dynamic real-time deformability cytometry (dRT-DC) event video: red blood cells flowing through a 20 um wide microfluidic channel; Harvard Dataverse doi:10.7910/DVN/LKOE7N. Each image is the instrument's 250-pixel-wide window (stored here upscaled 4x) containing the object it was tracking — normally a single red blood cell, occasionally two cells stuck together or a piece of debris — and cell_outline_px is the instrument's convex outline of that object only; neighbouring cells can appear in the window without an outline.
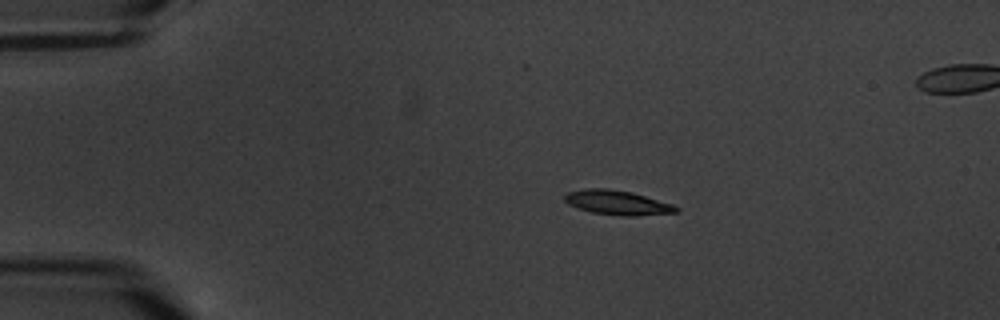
{"species": "common noctule bat (a hibernating species)", "species_latin": "Nyctalus noctula", "temperature_condition": "warm", "stored_images_in_passage": 5, "camera_frame_rate_fps": 3000, "um_per_image_px": 0.085, "animal": {"sex": "male", "body_mass_g": 20.1, "forearm_length_mm": 53.5}, "frame": {"image": 1, "passage_image": 2, "time_ms": 1.333, "image_size_px": [1000, 320], "cell_outline_px": [[680, 212], [632, 216], [620, 216], [592, 212], [568, 204], [564, 200], [564, 196], [568, 192], [584, 188], [608, 188], [632, 192], [672, 204], [680, 208]], "centroid_in_image_um": [52.49, 17.22], "position_along_channel_um": 32.5, "area_um2": 15.9}}